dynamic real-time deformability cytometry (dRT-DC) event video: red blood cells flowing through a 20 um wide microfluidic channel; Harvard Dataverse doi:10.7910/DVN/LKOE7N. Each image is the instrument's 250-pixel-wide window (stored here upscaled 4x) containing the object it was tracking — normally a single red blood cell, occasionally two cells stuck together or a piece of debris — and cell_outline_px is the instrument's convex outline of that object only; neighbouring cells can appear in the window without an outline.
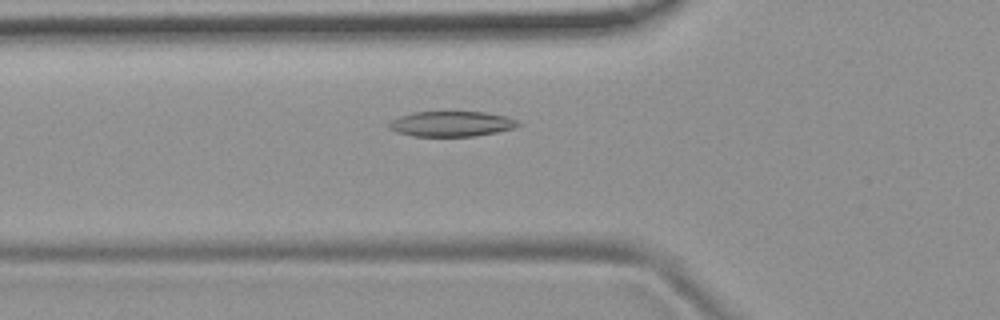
{"species": "common noctule bat (a hibernating species)", "species_latin": "Nyctalus noctula", "temperature_condition": "room temperature", "stored_images_in_passage": 41, "camera_frame_rate_fps": 3000, "um_per_image_px": 0.085, "animal": {"sex": "female", "body_mass_g": 19.9}, "frame": {"image": 1, "passage_image": 10, "time_ms": 3.0, "image_size_px": [1000, 320], "cell_outline_px": [[520, 124], [516, 128], [476, 136], [412, 136], [396, 132], [388, 128], [388, 124], [392, 120], [400, 116], [412, 112], [484, 112], [504, 116], [516, 120]], "centroid_in_image_um": [38.35, 10.53], "position_along_channel_um": 87.5, "area_um2": 18.96}}
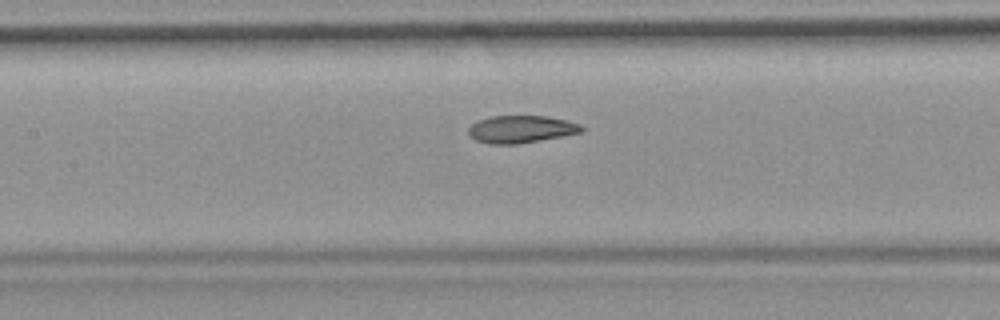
{"frame": {"image": 2, "passage_image": 16, "time_ms": 5.0, "image_size_px": [1000, 320], "cell_outline_px": [[584, 132], [516, 144], [492, 144], [476, 140], [468, 136], [468, 128], [472, 124], [480, 120], [492, 116], [548, 116], [580, 124], [584, 128]], "centroid_in_image_um": [44.28, 10.98], "position_along_channel_um": 163.1, "area_um2": 17.92}}
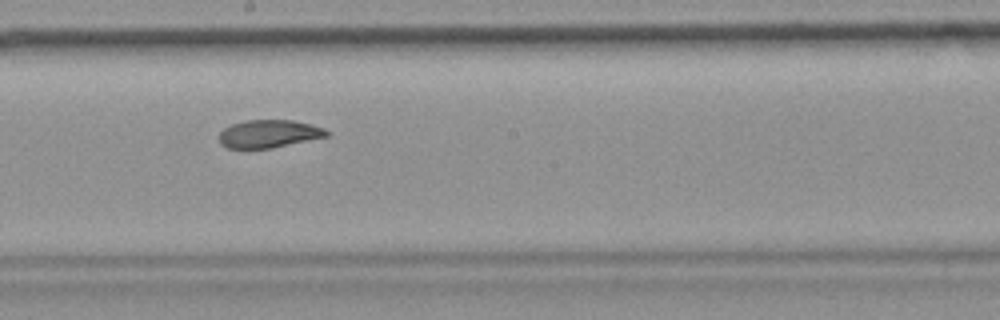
{"frame": {"image": 3, "passage_image": 21, "time_ms": 6.667, "image_size_px": [1000, 320], "cell_outline_px": [[332, 132], [328, 136], [272, 148], [228, 148], [220, 144], [220, 132], [224, 128], [232, 124], [244, 120], [292, 120], [324, 128]], "centroid_in_image_um": [22.86, 11.37], "position_along_channel_um": 225.3, "area_um2": 17.4}}